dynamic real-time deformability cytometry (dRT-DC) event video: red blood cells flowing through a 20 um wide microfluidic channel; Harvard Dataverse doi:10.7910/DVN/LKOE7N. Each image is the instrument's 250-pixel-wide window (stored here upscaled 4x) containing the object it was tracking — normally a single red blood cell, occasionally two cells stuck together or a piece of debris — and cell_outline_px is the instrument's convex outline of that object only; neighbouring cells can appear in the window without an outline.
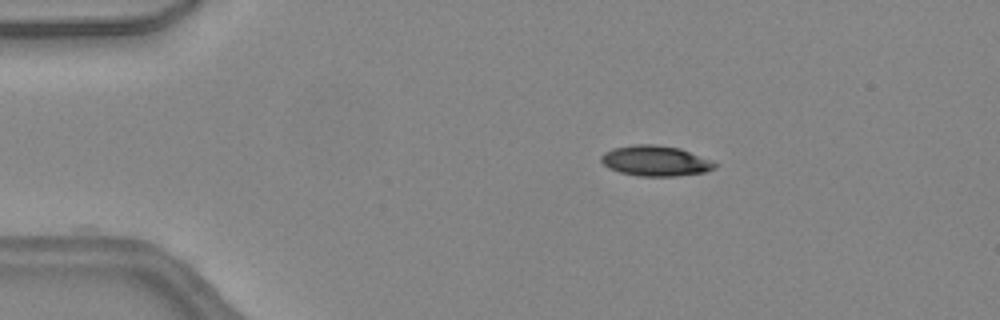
{"species": "common noctule bat (a hibernating species)", "species_latin": "Nyctalus noctula", "temperature_condition": "warm", "stored_images_in_passage": 38, "camera_frame_rate_fps": 3000, "um_per_image_px": 0.085, "animal": {"sex": "female", "body_mass_g": 24.6, "forearm_length_mm": 56.2}, "frame": {"image": 1, "passage_image": 1, "time_ms": 0.0, "image_size_px": [1000, 320], "cell_outline_px": [[720, 164], [716, 168], [704, 172], [676, 176], [636, 176], [620, 172], [608, 168], [600, 160], [600, 156], [604, 152], [612, 148], [636, 144], [656, 144], [680, 148], [712, 160]], "centroid_in_image_um": [55.72, 13.67], "position_along_channel_um": 29.3, "area_um2": 20.4}}
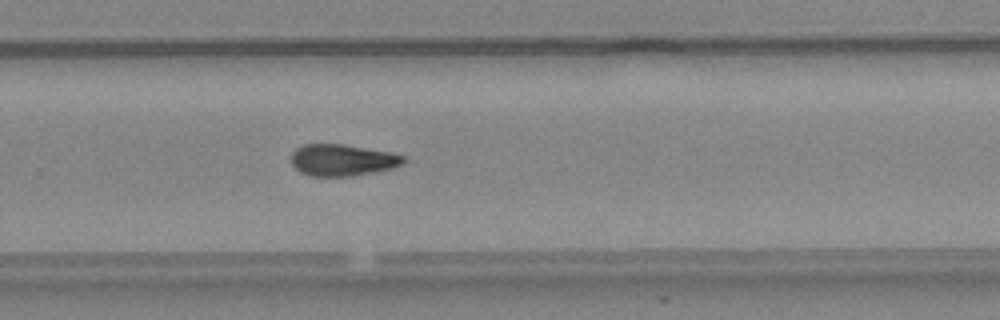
{"frame": {"image": 2, "passage_image": 23, "time_ms": 7.333, "image_size_px": [1000, 320], "cell_outline_px": [[404, 164], [392, 168], [352, 176], [312, 176], [300, 172], [292, 164], [292, 152], [296, 148], [304, 144], [344, 144], [392, 152], [404, 156]], "centroid_in_image_um": [29.11, 13.6], "position_along_channel_um": 300.7, "area_um2": 20.69}}
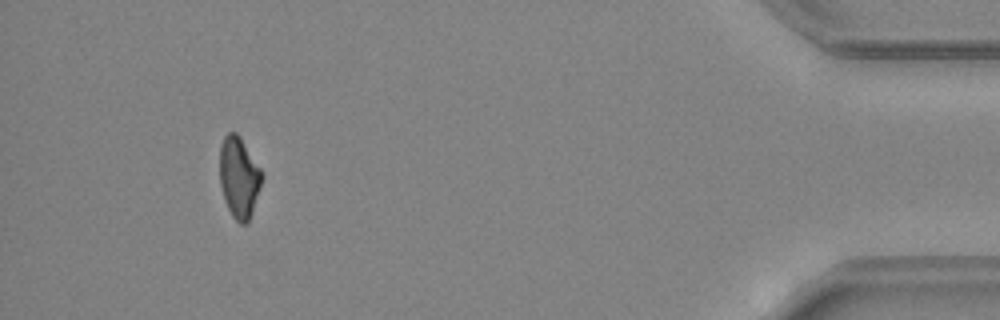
{"frame": {"image": 3, "passage_image": 35, "time_ms": 11.333, "image_size_px": [1000, 320], "cell_outline_px": [[264, 176], [252, 212], [248, 220], [244, 224], [240, 224], [232, 216], [224, 200], [220, 184], [220, 144], [224, 136], [228, 132], [236, 132], [240, 136], [260, 168]], "centroid_in_image_um": [20.31, 15.06], "position_along_channel_um": 414.9, "area_um2": 19.88}}